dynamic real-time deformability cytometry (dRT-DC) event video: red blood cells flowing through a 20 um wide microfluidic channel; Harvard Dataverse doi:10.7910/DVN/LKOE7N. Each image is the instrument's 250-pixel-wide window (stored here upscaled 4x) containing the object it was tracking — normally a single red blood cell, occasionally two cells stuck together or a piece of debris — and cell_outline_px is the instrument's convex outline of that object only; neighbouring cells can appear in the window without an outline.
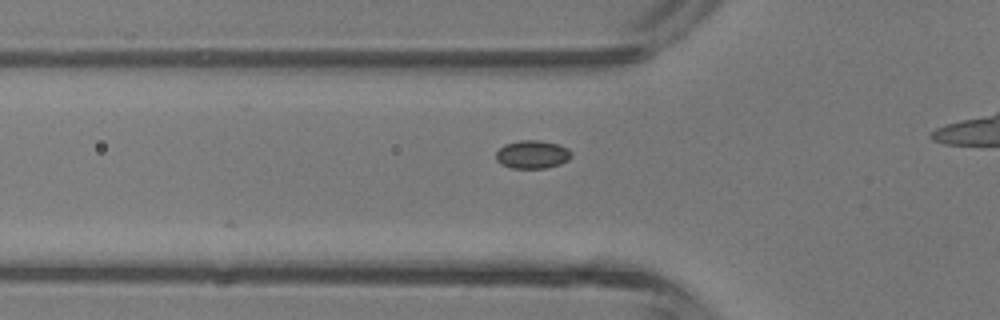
{"species": "common noctule bat (a hibernating species)", "species_latin": "Nyctalus noctula", "temperature_condition": "room temperature", "stored_images_in_passage": 23, "camera_frame_rate_fps": 3000, "um_per_image_px": 0.085, "animal": {"sex": "male", "body_mass_g": 13.3}, "frame": {"image": 1, "passage_image": 2, "time_ms": 0.333, "image_size_px": [1000, 320], "cell_outline_px": [[572, 156], [568, 160], [560, 164], [544, 168], [512, 168], [500, 164], [496, 160], [496, 152], [504, 144], [520, 140], [540, 140], [556, 144], [568, 148], [572, 152]], "centroid_in_image_um": [45.24, 13.13], "position_along_channel_um": 80.6, "area_um2": 12.43}}
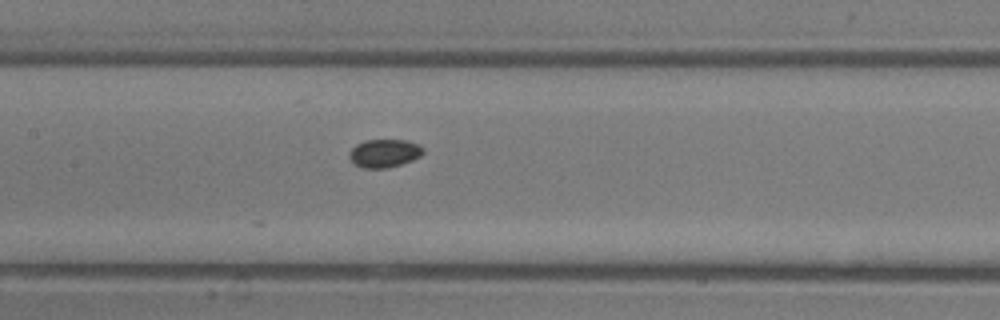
{"frame": {"image": 2, "passage_image": 8, "time_ms": 2.333, "image_size_px": [1000, 320], "cell_outline_px": [[424, 152], [420, 156], [412, 160], [400, 164], [384, 168], [364, 168], [356, 164], [348, 156], [348, 152], [356, 144], [364, 140], [404, 140], [416, 144], [424, 148]], "centroid_in_image_um": [32.65, 13.01], "position_along_channel_um": 174.8, "area_um2": 11.96}}
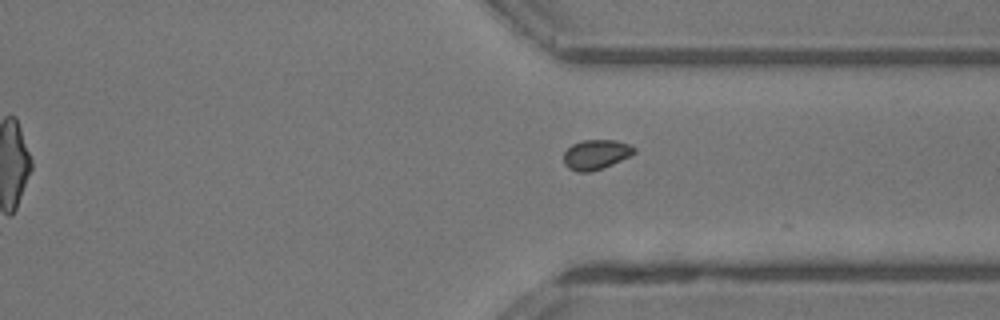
{"frame": {"image": 3, "passage_image": 20, "time_ms": 6.333, "image_size_px": [1000, 320], "cell_outline_px": [[636, 152], [612, 164], [588, 172], [576, 172], [568, 168], [564, 164], [564, 152], [572, 144], [584, 140], [616, 140], [628, 144], [636, 148]], "centroid_in_image_um": [50.63, 13.13], "position_along_channel_um": 360.8, "area_um2": 12.08}}